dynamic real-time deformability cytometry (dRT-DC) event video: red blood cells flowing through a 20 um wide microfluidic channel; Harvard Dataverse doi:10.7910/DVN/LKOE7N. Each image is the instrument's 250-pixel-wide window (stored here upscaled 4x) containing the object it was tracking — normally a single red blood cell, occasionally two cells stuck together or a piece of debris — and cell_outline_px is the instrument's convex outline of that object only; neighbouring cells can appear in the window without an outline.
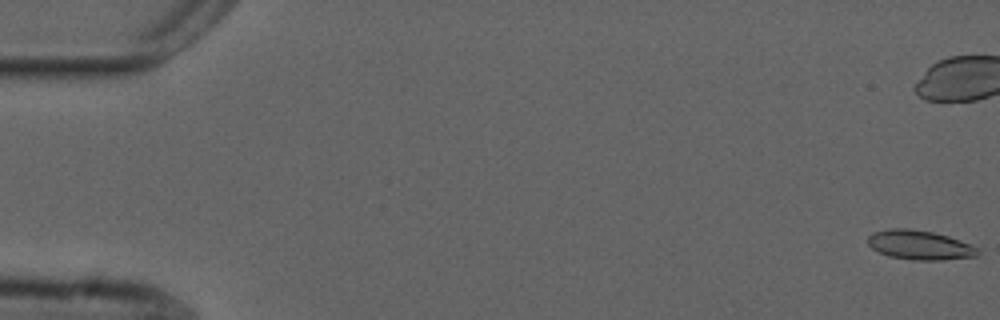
{"species": "common noctule bat (a hibernating species)", "species_latin": "Nyctalus noctula", "temperature_condition": "cold", "stored_images_in_passage": 56, "camera_frame_rate_fps": 3000, "um_per_image_px": 0.085, "animal": {"sex": "male", "forearm_length_mm": 52.5}, "frame": {"image": 1, "passage_image": 1, "time_ms": 0.0, "image_size_px": [1000, 320], "cell_outline_px": [[980, 256], [944, 260], [912, 260], [888, 256], [872, 248], [868, 244], [868, 236], [872, 232], [892, 228], [908, 228], [932, 232], [948, 236], [960, 240], [980, 248]], "centroid_in_image_um": [78.21, 20.83], "position_along_channel_um": 6.8, "area_um2": 19.02}}
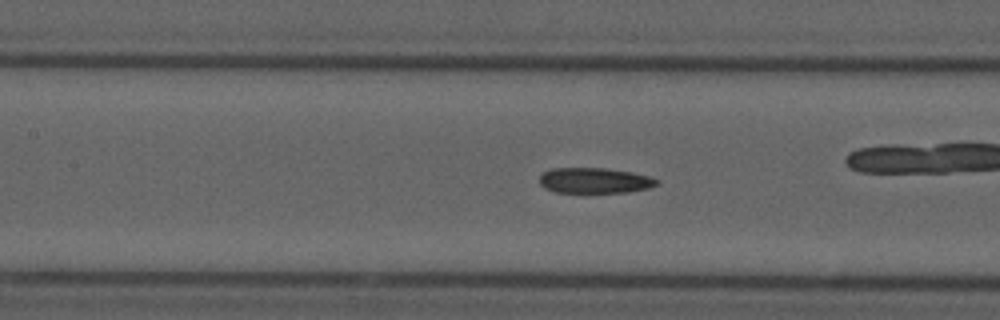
{"frame": {"image": 2, "passage_image": 25, "time_ms": 8.0, "image_size_px": [1000, 320], "cell_outline_px": [[660, 184], [648, 188], [628, 192], [556, 192], [544, 188], [540, 184], [540, 176], [544, 172], [552, 168], [604, 168], [632, 172], [648, 176], [660, 180]], "centroid_in_image_um": [50.56, 15.34], "position_along_channel_um": 156.8, "area_um2": 17.4}}